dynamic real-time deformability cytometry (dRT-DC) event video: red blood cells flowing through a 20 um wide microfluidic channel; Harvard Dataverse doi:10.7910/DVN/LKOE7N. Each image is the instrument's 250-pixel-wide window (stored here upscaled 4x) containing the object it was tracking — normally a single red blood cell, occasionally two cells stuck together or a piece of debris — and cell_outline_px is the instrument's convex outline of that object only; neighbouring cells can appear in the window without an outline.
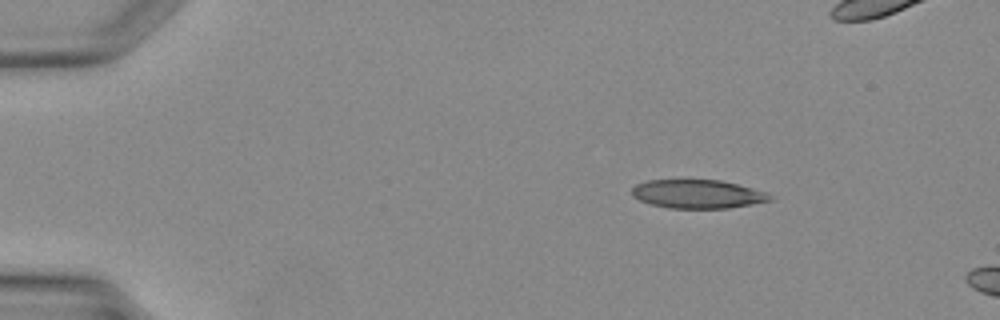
{"species": "Egyptian fruit bat (a non-hibernating species)", "species_latin": "Rousettus aegyptiacus", "temperature_condition": "warm", "stored_images_in_passage": 5, "camera_frame_rate_fps": 3000, "um_per_image_px": 0.085, "animal": {"sex": "female"}, "frame": {"image": 1, "passage_image": 1, "time_ms": 0.0, "image_size_px": [1000, 320], "cell_outline_px": [[772, 200], [752, 204], [728, 208], [668, 208], [652, 204], [640, 200], [632, 196], [632, 188], [636, 184], [648, 180], [720, 180], [752, 188], [764, 192], [772, 196]], "centroid_in_image_um": [59.28, 16.49], "position_along_channel_um": 25.7, "area_um2": 22.83}}